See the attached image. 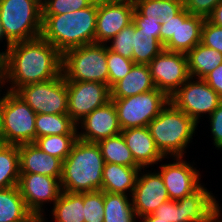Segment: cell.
<instances>
[{
    "label": "cell",
    "instance_id": "6da1fadb",
    "mask_svg": "<svg viewBox=\"0 0 222 222\" xmlns=\"http://www.w3.org/2000/svg\"><path fill=\"white\" fill-rule=\"evenodd\" d=\"M3 59L6 79H11L14 84L9 89L12 92L62 74L63 55L42 37L11 44Z\"/></svg>",
    "mask_w": 222,
    "mask_h": 222
},
{
    "label": "cell",
    "instance_id": "7a4b0ae2",
    "mask_svg": "<svg viewBox=\"0 0 222 222\" xmlns=\"http://www.w3.org/2000/svg\"><path fill=\"white\" fill-rule=\"evenodd\" d=\"M97 0L87 8L59 15H42L41 37L62 55L83 45L95 43Z\"/></svg>",
    "mask_w": 222,
    "mask_h": 222
},
{
    "label": "cell",
    "instance_id": "3957f363",
    "mask_svg": "<svg viewBox=\"0 0 222 222\" xmlns=\"http://www.w3.org/2000/svg\"><path fill=\"white\" fill-rule=\"evenodd\" d=\"M104 163L97 143L77 139L62 162V191L82 193L101 190Z\"/></svg>",
    "mask_w": 222,
    "mask_h": 222
},
{
    "label": "cell",
    "instance_id": "277c9868",
    "mask_svg": "<svg viewBox=\"0 0 222 222\" xmlns=\"http://www.w3.org/2000/svg\"><path fill=\"white\" fill-rule=\"evenodd\" d=\"M196 125L191 117L169 102L148 124V128L161 154L166 156L171 153L178 161L182 158L183 150L190 141Z\"/></svg>",
    "mask_w": 222,
    "mask_h": 222
},
{
    "label": "cell",
    "instance_id": "5b68a950",
    "mask_svg": "<svg viewBox=\"0 0 222 222\" xmlns=\"http://www.w3.org/2000/svg\"><path fill=\"white\" fill-rule=\"evenodd\" d=\"M0 21L10 45L41 37L42 0H0Z\"/></svg>",
    "mask_w": 222,
    "mask_h": 222
},
{
    "label": "cell",
    "instance_id": "8992f818",
    "mask_svg": "<svg viewBox=\"0 0 222 222\" xmlns=\"http://www.w3.org/2000/svg\"><path fill=\"white\" fill-rule=\"evenodd\" d=\"M62 73L66 82H99L109 86L107 46L92 43L63 54Z\"/></svg>",
    "mask_w": 222,
    "mask_h": 222
},
{
    "label": "cell",
    "instance_id": "52a82bcc",
    "mask_svg": "<svg viewBox=\"0 0 222 222\" xmlns=\"http://www.w3.org/2000/svg\"><path fill=\"white\" fill-rule=\"evenodd\" d=\"M218 206L213 196L200 186L181 199L163 202L152 214L167 222H210L218 215Z\"/></svg>",
    "mask_w": 222,
    "mask_h": 222
},
{
    "label": "cell",
    "instance_id": "ba28073f",
    "mask_svg": "<svg viewBox=\"0 0 222 222\" xmlns=\"http://www.w3.org/2000/svg\"><path fill=\"white\" fill-rule=\"evenodd\" d=\"M111 100L121 130L148 126L170 102V98L156 88L135 96Z\"/></svg>",
    "mask_w": 222,
    "mask_h": 222
},
{
    "label": "cell",
    "instance_id": "9c48e42d",
    "mask_svg": "<svg viewBox=\"0 0 222 222\" xmlns=\"http://www.w3.org/2000/svg\"><path fill=\"white\" fill-rule=\"evenodd\" d=\"M36 115L22 98L8 91L3 103V144L34 143Z\"/></svg>",
    "mask_w": 222,
    "mask_h": 222
},
{
    "label": "cell",
    "instance_id": "30bf717a",
    "mask_svg": "<svg viewBox=\"0 0 222 222\" xmlns=\"http://www.w3.org/2000/svg\"><path fill=\"white\" fill-rule=\"evenodd\" d=\"M15 93L36 114H68L67 82L63 73L48 81L22 86Z\"/></svg>",
    "mask_w": 222,
    "mask_h": 222
},
{
    "label": "cell",
    "instance_id": "8fae6325",
    "mask_svg": "<svg viewBox=\"0 0 222 222\" xmlns=\"http://www.w3.org/2000/svg\"><path fill=\"white\" fill-rule=\"evenodd\" d=\"M205 18L190 14L185 8L173 18L161 23L160 42L164 50L187 53L201 43V29Z\"/></svg>",
    "mask_w": 222,
    "mask_h": 222
},
{
    "label": "cell",
    "instance_id": "7c38bea8",
    "mask_svg": "<svg viewBox=\"0 0 222 222\" xmlns=\"http://www.w3.org/2000/svg\"><path fill=\"white\" fill-rule=\"evenodd\" d=\"M155 88L169 98L190 78L186 54L163 50L148 64Z\"/></svg>",
    "mask_w": 222,
    "mask_h": 222
},
{
    "label": "cell",
    "instance_id": "4fadbf2b",
    "mask_svg": "<svg viewBox=\"0 0 222 222\" xmlns=\"http://www.w3.org/2000/svg\"><path fill=\"white\" fill-rule=\"evenodd\" d=\"M190 79L171 96L170 102L198 123L199 114L208 112L211 115L222 99L204 79L196 82Z\"/></svg>",
    "mask_w": 222,
    "mask_h": 222
},
{
    "label": "cell",
    "instance_id": "5bb4252c",
    "mask_svg": "<svg viewBox=\"0 0 222 222\" xmlns=\"http://www.w3.org/2000/svg\"><path fill=\"white\" fill-rule=\"evenodd\" d=\"M67 92L68 115L75 124L111 100L110 87L99 82H67Z\"/></svg>",
    "mask_w": 222,
    "mask_h": 222
},
{
    "label": "cell",
    "instance_id": "9a60e30c",
    "mask_svg": "<svg viewBox=\"0 0 222 222\" xmlns=\"http://www.w3.org/2000/svg\"><path fill=\"white\" fill-rule=\"evenodd\" d=\"M133 0H97L95 43L111 40L133 22Z\"/></svg>",
    "mask_w": 222,
    "mask_h": 222
},
{
    "label": "cell",
    "instance_id": "2e32d148",
    "mask_svg": "<svg viewBox=\"0 0 222 222\" xmlns=\"http://www.w3.org/2000/svg\"><path fill=\"white\" fill-rule=\"evenodd\" d=\"M18 188L28 210L38 215L43 202L55 203L62 192L59 179L35 173H20Z\"/></svg>",
    "mask_w": 222,
    "mask_h": 222
},
{
    "label": "cell",
    "instance_id": "e0dca14e",
    "mask_svg": "<svg viewBox=\"0 0 222 222\" xmlns=\"http://www.w3.org/2000/svg\"><path fill=\"white\" fill-rule=\"evenodd\" d=\"M132 197L134 211L136 216L140 217L154 213L163 202L169 200L166 186L159 173L137 177Z\"/></svg>",
    "mask_w": 222,
    "mask_h": 222
},
{
    "label": "cell",
    "instance_id": "ac0fdd59",
    "mask_svg": "<svg viewBox=\"0 0 222 222\" xmlns=\"http://www.w3.org/2000/svg\"><path fill=\"white\" fill-rule=\"evenodd\" d=\"M82 121L86 132L80 133L78 139L86 142L98 143L103 139L119 135L122 131L112 100L93 110Z\"/></svg>",
    "mask_w": 222,
    "mask_h": 222
},
{
    "label": "cell",
    "instance_id": "d6986e66",
    "mask_svg": "<svg viewBox=\"0 0 222 222\" xmlns=\"http://www.w3.org/2000/svg\"><path fill=\"white\" fill-rule=\"evenodd\" d=\"M161 168L159 174L166 186L170 200L181 199L201 186V184H198L200 178H198L197 170L184 161L165 164Z\"/></svg>",
    "mask_w": 222,
    "mask_h": 222
},
{
    "label": "cell",
    "instance_id": "ffe728a7",
    "mask_svg": "<svg viewBox=\"0 0 222 222\" xmlns=\"http://www.w3.org/2000/svg\"><path fill=\"white\" fill-rule=\"evenodd\" d=\"M20 173H35L61 179L62 161L46 154L34 143L18 145Z\"/></svg>",
    "mask_w": 222,
    "mask_h": 222
},
{
    "label": "cell",
    "instance_id": "44dd1931",
    "mask_svg": "<svg viewBox=\"0 0 222 222\" xmlns=\"http://www.w3.org/2000/svg\"><path fill=\"white\" fill-rule=\"evenodd\" d=\"M121 134L135 162L143 168L164 157L157 149L148 126L124 129Z\"/></svg>",
    "mask_w": 222,
    "mask_h": 222
},
{
    "label": "cell",
    "instance_id": "7402d4cb",
    "mask_svg": "<svg viewBox=\"0 0 222 222\" xmlns=\"http://www.w3.org/2000/svg\"><path fill=\"white\" fill-rule=\"evenodd\" d=\"M154 89L148 65L134 64L130 72L110 88L111 99L127 98Z\"/></svg>",
    "mask_w": 222,
    "mask_h": 222
},
{
    "label": "cell",
    "instance_id": "603a6c76",
    "mask_svg": "<svg viewBox=\"0 0 222 222\" xmlns=\"http://www.w3.org/2000/svg\"><path fill=\"white\" fill-rule=\"evenodd\" d=\"M140 169L141 167L104 163L101 191L126 195L125 190L130 188L133 193Z\"/></svg>",
    "mask_w": 222,
    "mask_h": 222
},
{
    "label": "cell",
    "instance_id": "cb8c5ba5",
    "mask_svg": "<svg viewBox=\"0 0 222 222\" xmlns=\"http://www.w3.org/2000/svg\"><path fill=\"white\" fill-rule=\"evenodd\" d=\"M188 72L191 78L194 75L203 79L210 72L222 64V53L213 48H208L202 43L197 44L186 53Z\"/></svg>",
    "mask_w": 222,
    "mask_h": 222
},
{
    "label": "cell",
    "instance_id": "d4e9b609",
    "mask_svg": "<svg viewBox=\"0 0 222 222\" xmlns=\"http://www.w3.org/2000/svg\"><path fill=\"white\" fill-rule=\"evenodd\" d=\"M164 50L160 42V32L142 31L134 25L133 34V62L148 65Z\"/></svg>",
    "mask_w": 222,
    "mask_h": 222
},
{
    "label": "cell",
    "instance_id": "484cf974",
    "mask_svg": "<svg viewBox=\"0 0 222 222\" xmlns=\"http://www.w3.org/2000/svg\"><path fill=\"white\" fill-rule=\"evenodd\" d=\"M31 214L18 186L0 189V222H22Z\"/></svg>",
    "mask_w": 222,
    "mask_h": 222
},
{
    "label": "cell",
    "instance_id": "4316f807",
    "mask_svg": "<svg viewBox=\"0 0 222 222\" xmlns=\"http://www.w3.org/2000/svg\"><path fill=\"white\" fill-rule=\"evenodd\" d=\"M54 204L53 216L56 222H84V192L62 191Z\"/></svg>",
    "mask_w": 222,
    "mask_h": 222
},
{
    "label": "cell",
    "instance_id": "83f0119b",
    "mask_svg": "<svg viewBox=\"0 0 222 222\" xmlns=\"http://www.w3.org/2000/svg\"><path fill=\"white\" fill-rule=\"evenodd\" d=\"M76 124L68 114H37L36 138L48 135H76Z\"/></svg>",
    "mask_w": 222,
    "mask_h": 222
},
{
    "label": "cell",
    "instance_id": "f1b7e54d",
    "mask_svg": "<svg viewBox=\"0 0 222 222\" xmlns=\"http://www.w3.org/2000/svg\"><path fill=\"white\" fill-rule=\"evenodd\" d=\"M19 176L18 145L0 144V189L18 186Z\"/></svg>",
    "mask_w": 222,
    "mask_h": 222
},
{
    "label": "cell",
    "instance_id": "f546056e",
    "mask_svg": "<svg viewBox=\"0 0 222 222\" xmlns=\"http://www.w3.org/2000/svg\"><path fill=\"white\" fill-rule=\"evenodd\" d=\"M97 144L100 147L105 163H115L128 167H140L135 162L121 133L119 135L103 139Z\"/></svg>",
    "mask_w": 222,
    "mask_h": 222
},
{
    "label": "cell",
    "instance_id": "4dcf8cb0",
    "mask_svg": "<svg viewBox=\"0 0 222 222\" xmlns=\"http://www.w3.org/2000/svg\"><path fill=\"white\" fill-rule=\"evenodd\" d=\"M135 9L144 17L162 21L173 18L184 9L183 0H133Z\"/></svg>",
    "mask_w": 222,
    "mask_h": 222
},
{
    "label": "cell",
    "instance_id": "1f68e13d",
    "mask_svg": "<svg viewBox=\"0 0 222 222\" xmlns=\"http://www.w3.org/2000/svg\"><path fill=\"white\" fill-rule=\"evenodd\" d=\"M135 215L126 195L104 192L103 222H134Z\"/></svg>",
    "mask_w": 222,
    "mask_h": 222
},
{
    "label": "cell",
    "instance_id": "d6a6232c",
    "mask_svg": "<svg viewBox=\"0 0 222 222\" xmlns=\"http://www.w3.org/2000/svg\"><path fill=\"white\" fill-rule=\"evenodd\" d=\"M77 135H48L36 138L34 144L46 154H50L62 162L70 154Z\"/></svg>",
    "mask_w": 222,
    "mask_h": 222
},
{
    "label": "cell",
    "instance_id": "836d02e7",
    "mask_svg": "<svg viewBox=\"0 0 222 222\" xmlns=\"http://www.w3.org/2000/svg\"><path fill=\"white\" fill-rule=\"evenodd\" d=\"M135 63L108 49L107 46V67L109 73V87L111 88L119 80L123 79Z\"/></svg>",
    "mask_w": 222,
    "mask_h": 222
},
{
    "label": "cell",
    "instance_id": "e575fe53",
    "mask_svg": "<svg viewBox=\"0 0 222 222\" xmlns=\"http://www.w3.org/2000/svg\"><path fill=\"white\" fill-rule=\"evenodd\" d=\"M104 191L84 192V222H103Z\"/></svg>",
    "mask_w": 222,
    "mask_h": 222
},
{
    "label": "cell",
    "instance_id": "d590c367",
    "mask_svg": "<svg viewBox=\"0 0 222 222\" xmlns=\"http://www.w3.org/2000/svg\"><path fill=\"white\" fill-rule=\"evenodd\" d=\"M95 0H45L42 2V15H59L87 8Z\"/></svg>",
    "mask_w": 222,
    "mask_h": 222
},
{
    "label": "cell",
    "instance_id": "8d00e7d4",
    "mask_svg": "<svg viewBox=\"0 0 222 222\" xmlns=\"http://www.w3.org/2000/svg\"><path fill=\"white\" fill-rule=\"evenodd\" d=\"M133 34L134 23L132 22L112 38L113 44L108 49L127 59L133 60Z\"/></svg>",
    "mask_w": 222,
    "mask_h": 222
},
{
    "label": "cell",
    "instance_id": "74e56055",
    "mask_svg": "<svg viewBox=\"0 0 222 222\" xmlns=\"http://www.w3.org/2000/svg\"><path fill=\"white\" fill-rule=\"evenodd\" d=\"M201 43L222 53V27L213 25L205 19L201 29Z\"/></svg>",
    "mask_w": 222,
    "mask_h": 222
},
{
    "label": "cell",
    "instance_id": "f35d334b",
    "mask_svg": "<svg viewBox=\"0 0 222 222\" xmlns=\"http://www.w3.org/2000/svg\"><path fill=\"white\" fill-rule=\"evenodd\" d=\"M222 0H183L184 8L193 15L202 16L205 19Z\"/></svg>",
    "mask_w": 222,
    "mask_h": 222
},
{
    "label": "cell",
    "instance_id": "ab89813d",
    "mask_svg": "<svg viewBox=\"0 0 222 222\" xmlns=\"http://www.w3.org/2000/svg\"><path fill=\"white\" fill-rule=\"evenodd\" d=\"M211 132L214 138V144L218 148H222V102L210 115Z\"/></svg>",
    "mask_w": 222,
    "mask_h": 222
},
{
    "label": "cell",
    "instance_id": "60d3db41",
    "mask_svg": "<svg viewBox=\"0 0 222 222\" xmlns=\"http://www.w3.org/2000/svg\"><path fill=\"white\" fill-rule=\"evenodd\" d=\"M133 23L136 28H142V31L160 32L162 20L160 18H146L135 9L133 13Z\"/></svg>",
    "mask_w": 222,
    "mask_h": 222
},
{
    "label": "cell",
    "instance_id": "b9f144b4",
    "mask_svg": "<svg viewBox=\"0 0 222 222\" xmlns=\"http://www.w3.org/2000/svg\"><path fill=\"white\" fill-rule=\"evenodd\" d=\"M222 99V64L203 78Z\"/></svg>",
    "mask_w": 222,
    "mask_h": 222
},
{
    "label": "cell",
    "instance_id": "7bdbcfd3",
    "mask_svg": "<svg viewBox=\"0 0 222 222\" xmlns=\"http://www.w3.org/2000/svg\"><path fill=\"white\" fill-rule=\"evenodd\" d=\"M206 19L213 25L222 27V1L213 9L212 13Z\"/></svg>",
    "mask_w": 222,
    "mask_h": 222
},
{
    "label": "cell",
    "instance_id": "ee69618b",
    "mask_svg": "<svg viewBox=\"0 0 222 222\" xmlns=\"http://www.w3.org/2000/svg\"><path fill=\"white\" fill-rule=\"evenodd\" d=\"M3 103L4 97L0 99V144H3Z\"/></svg>",
    "mask_w": 222,
    "mask_h": 222
},
{
    "label": "cell",
    "instance_id": "f6af8a7d",
    "mask_svg": "<svg viewBox=\"0 0 222 222\" xmlns=\"http://www.w3.org/2000/svg\"><path fill=\"white\" fill-rule=\"evenodd\" d=\"M4 77L6 78V67H5L4 59L0 57V83L4 82V79H5Z\"/></svg>",
    "mask_w": 222,
    "mask_h": 222
},
{
    "label": "cell",
    "instance_id": "bcb514c9",
    "mask_svg": "<svg viewBox=\"0 0 222 222\" xmlns=\"http://www.w3.org/2000/svg\"><path fill=\"white\" fill-rule=\"evenodd\" d=\"M42 214H31L25 221L22 222H43L44 220L41 218Z\"/></svg>",
    "mask_w": 222,
    "mask_h": 222
},
{
    "label": "cell",
    "instance_id": "7dc6e473",
    "mask_svg": "<svg viewBox=\"0 0 222 222\" xmlns=\"http://www.w3.org/2000/svg\"><path fill=\"white\" fill-rule=\"evenodd\" d=\"M144 219L143 222H167L164 220H159V218L155 217L153 214L142 216Z\"/></svg>",
    "mask_w": 222,
    "mask_h": 222
},
{
    "label": "cell",
    "instance_id": "c3c4849f",
    "mask_svg": "<svg viewBox=\"0 0 222 222\" xmlns=\"http://www.w3.org/2000/svg\"><path fill=\"white\" fill-rule=\"evenodd\" d=\"M5 37L4 34H3V29H2V24H1V21H0V40L1 38ZM0 57H4V52L3 53H0Z\"/></svg>",
    "mask_w": 222,
    "mask_h": 222
},
{
    "label": "cell",
    "instance_id": "681fc988",
    "mask_svg": "<svg viewBox=\"0 0 222 222\" xmlns=\"http://www.w3.org/2000/svg\"><path fill=\"white\" fill-rule=\"evenodd\" d=\"M220 216V214L218 213V215L213 219V220H211L210 222H216V220L218 219V217ZM218 222H221V221H218Z\"/></svg>",
    "mask_w": 222,
    "mask_h": 222
}]
</instances>
